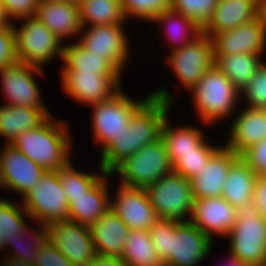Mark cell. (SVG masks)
Wrapping results in <instances>:
<instances>
[{
	"mask_svg": "<svg viewBox=\"0 0 266 266\" xmlns=\"http://www.w3.org/2000/svg\"><path fill=\"white\" fill-rule=\"evenodd\" d=\"M120 258L126 266H164L147 230H130Z\"/></svg>",
	"mask_w": 266,
	"mask_h": 266,
	"instance_id": "f546056e",
	"label": "cell"
},
{
	"mask_svg": "<svg viewBox=\"0 0 266 266\" xmlns=\"http://www.w3.org/2000/svg\"><path fill=\"white\" fill-rule=\"evenodd\" d=\"M232 124L228 149L241 156L246 150L266 139V110L246 108Z\"/></svg>",
	"mask_w": 266,
	"mask_h": 266,
	"instance_id": "7402d4cb",
	"label": "cell"
},
{
	"mask_svg": "<svg viewBox=\"0 0 266 266\" xmlns=\"http://www.w3.org/2000/svg\"><path fill=\"white\" fill-rule=\"evenodd\" d=\"M171 53L167 59L178 79L188 90L198 83L215 60L212 38L204 33Z\"/></svg>",
	"mask_w": 266,
	"mask_h": 266,
	"instance_id": "8fae6325",
	"label": "cell"
},
{
	"mask_svg": "<svg viewBox=\"0 0 266 266\" xmlns=\"http://www.w3.org/2000/svg\"><path fill=\"white\" fill-rule=\"evenodd\" d=\"M219 0H171L170 9L203 28L211 19Z\"/></svg>",
	"mask_w": 266,
	"mask_h": 266,
	"instance_id": "8d00e7d4",
	"label": "cell"
},
{
	"mask_svg": "<svg viewBox=\"0 0 266 266\" xmlns=\"http://www.w3.org/2000/svg\"><path fill=\"white\" fill-rule=\"evenodd\" d=\"M203 138L197 128L184 126L175 129L170 127L167 118L164 120L161 139L165 143L171 164L177 159V154L196 152V147L204 141Z\"/></svg>",
	"mask_w": 266,
	"mask_h": 266,
	"instance_id": "1f68e13d",
	"label": "cell"
},
{
	"mask_svg": "<svg viewBox=\"0 0 266 266\" xmlns=\"http://www.w3.org/2000/svg\"><path fill=\"white\" fill-rule=\"evenodd\" d=\"M9 20L5 7L0 0V27H13V23Z\"/></svg>",
	"mask_w": 266,
	"mask_h": 266,
	"instance_id": "c3c4849f",
	"label": "cell"
},
{
	"mask_svg": "<svg viewBox=\"0 0 266 266\" xmlns=\"http://www.w3.org/2000/svg\"><path fill=\"white\" fill-rule=\"evenodd\" d=\"M214 54L262 55L266 47V27L256 17L229 31L213 34Z\"/></svg>",
	"mask_w": 266,
	"mask_h": 266,
	"instance_id": "2e32d148",
	"label": "cell"
},
{
	"mask_svg": "<svg viewBox=\"0 0 266 266\" xmlns=\"http://www.w3.org/2000/svg\"><path fill=\"white\" fill-rule=\"evenodd\" d=\"M232 150L221 147L197 175L190 179L194 199L222 196L231 165L239 158Z\"/></svg>",
	"mask_w": 266,
	"mask_h": 266,
	"instance_id": "d6986e66",
	"label": "cell"
},
{
	"mask_svg": "<svg viewBox=\"0 0 266 266\" xmlns=\"http://www.w3.org/2000/svg\"><path fill=\"white\" fill-rule=\"evenodd\" d=\"M34 266H72V263L48 239L37 252Z\"/></svg>",
	"mask_w": 266,
	"mask_h": 266,
	"instance_id": "b9f144b4",
	"label": "cell"
},
{
	"mask_svg": "<svg viewBox=\"0 0 266 266\" xmlns=\"http://www.w3.org/2000/svg\"><path fill=\"white\" fill-rule=\"evenodd\" d=\"M2 150L0 186L26 195L38 183L45 170L11 144H5Z\"/></svg>",
	"mask_w": 266,
	"mask_h": 266,
	"instance_id": "9a60e30c",
	"label": "cell"
},
{
	"mask_svg": "<svg viewBox=\"0 0 266 266\" xmlns=\"http://www.w3.org/2000/svg\"><path fill=\"white\" fill-rule=\"evenodd\" d=\"M40 0H1L10 18L35 17Z\"/></svg>",
	"mask_w": 266,
	"mask_h": 266,
	"instance_id": "ee69618b",
	"label": "cell"
},
{
	"mask_svg": "<svg viewBox=\"0 0 266 266\" xmlns=\"http://www.w3.org/2000/svg\"><path fill=\"white\" fill-rule=\"evenodd\" d=\"M33 72L44 74L42 68L20 62L0 69L2 88L8 101L5 105L47 110L40 100V89L33 78Z\"/></svg>",
	"mask_w": 266,
	"mask_h": 266,
	"instance_id": "4fadbf2b",
	"label": "cell"
},
{
	"mask_svg": "<svg viewBox=\"0 0 266 266\" xmlns=\"http://www.w3.org/2000/svg\"><path fill=\"white\" fill-rule=\"evenodd\" d=\"M30 218L44 225L68 220L69 205L57 171H45L37 184L22 197Z\"/></svg>",
	"mask_w": 266,
	"mask_h": 266,
	"instance_id": "ba28073f",
	"label": "cell"
},
{
	"mask_svg": "<svg viewBox=\"0 0 266 266\" xmlns=\"http://www.w3.org/2000/svg\"><path fill=\"white\" fill-rule=\"evenodd\" d=\"M59 179L67 200L84 195L102 176L76 171L69 161L58 171Z\"/></svg>",
	"mask_w": 266,
	"mask_h": 266,
	"instance_id": "d590c367",
	"label": "cell"
},
{
	"mask_svg": "<svg viewBox=\"0 0 266 266\" xmlns=\"http://www.w3.org/2000/svg\"><path fill=\"white\" fill-rule=\"evenodd\" d=\"M23 212L29 217L24 207L19 209L14 202L0 199V250L6 248V241L22 237L21 232L26 224Z\"/></svg>",
	"mask_w": 266,
	"mask_h": 266,
	"instance_id": "836d02e7",
	"label": "cell"
},
{
	"mask_svg": "<svg viewBox=\"0 0 266 266\" xmlns=\"http://www.w3.org/2000/svg\"><path fill=\"white\" fill-rule=\"evenodd\" d=\"M48 239L72 263V266H89L97 256L90 228L63 220L47 224Z\"/></svg>",
	"mask_w": 266,
	"mask_h": 266,
	"instance_id": "7c38bea8",
	"label": "cell"
},
{
	"mask_svg": "<svg viewBox=\"0 0 266 266\" xmlns=\"http://www.w3.org/2000/svg\"><path fill=\"white\" fill-rule=\"evenodd\" d=\"M121 3L126 19L136 16L152 21L156 15L170 10L171 0H121Z\"/></svg>",
	"mask_w": 266,
	"mask_h": 266,
	"instance_id": "f35d334b",
	"label": "cell"
},
{
	"mask_svg": "<svg viewBox=\"0 0 266 266\" xmlns=\"http://www.w3.org/2000/svg\"><path fill=\"white\" fill-rule=\"evenodd\" d=\"M153 20H154V22H161V23L165 22L166 24L170 22L169 23L170 26L168 25V27H170L168 30L169 32L167 31V33L169 34L168 38H170L171 41L176 40V39H177L176 40L177 42L179 41L178 42L179 45H177V47H174V49L172 51L180 49L181 47L185 46L187 43L193 41L197 36H199L200 33H202V28H200L193 20L183 16L182 14L176 13L171 9L167 10V11H163L161 14L156 15L152 19V21ZM175 20H176V22H175ZM172 21H174V22L172 23ZM176 28H178V29L176 30ZM166 30H167V28H166ZM188 33H190V34H188Z\"/></svg>",
	"mask_w": 266,
	"mask_h": 266,
	"instance_id": "d6a6232c",
	"label": "cell"
},
{
	"mask_svg": "<svg viewBox=\"0 0 266 266\" xmlns=\"http://www.w3.org/2000/svg\"><path fill=\"white\" fill-rule=\"evenodd\" d=\"M107 184L105 177H101L84 195L69 197L68 220L88 227L93 225L111 207Z\"/></svg>",
	"mask_w": 266,
	"mask_h": 266,
	"instance_id": "cb8c5ba5",
	"label": "cell"
},
{
	"mask_svg": "<svg viewBox=\"0 0 266 266\" xmlns=\"http://www.w3.org/2000/svg\"><path fill=\"white\" fill-rule=\"evenodd\" d=\"M7 260V261H5ZM4 260V264L2 266H34L32 264H29L26 261H22L20 259H14V258H7ZM6 262V263H5Z\"/></svg>",
	"mask_w": 266,
	"mask_h": 266,
	"instance_id": "681fc988",
	"label": "cell"
},
{
	"mask_svg": "<svg viewBox=\"0 0 266 266\" xmlns=\"http://www.w3.org/2000/svg\"><path fill=\"white\" fill-rule=\"evenodd\" d=\"M149 232L164 266H195L211 250L212 238L190 220L177 222L158 219Z\"/></svg>",
	"mask_w": 266,
	"mask_h": 266,
	"instance_id": "7a4b0ae2",
	"label": "cell"
},
{
	"mask_svg": "<svg viewBox=\"0 0 266 266\" xmlns=\"http://www.w3.org/2000/svg\"><path fill=\"white\" fill-rule=\"evenodd\" d=\"M111 209L127 224L130 230H147L158 220L149 202L145 188L121 185Z\"/></svg>",
	"mask_w": 266,
	"mask_h": 266,
	"instance_id": "e0dca14e",
	"label": "cell"
},
{
	"mask_svg": "<svg viewBox=\"0 0 266 266\" xmlns=\"http://www.w3.org/2000/svg\"><path fill=\"white\" fill-rule=\"evenodd\" d=\"M235 212L237 220L228 235L230 255L248 266H266V219L253 199Z\"/></svg>",
	"mask_w": 266,
	"mask_h": 266,
	"instance_id": "277c9868",
	"label": "cell"
},
{
	"mask_svg": "<svg viewBox=\"0 0 266 266\" xmlns=\"http://www.w3.org/2000/svg\"><path fill=\"white\" fill-rule=\"evenodd\" d=\"M257 18L266 27V0H257Z\"/></svg>",
	"mask_w": 266,
	"mask_h": 266,
	"instance_id": "7dc6e473",
	"label": "cell"
},
{
	"mask_svg": "<svg viewBox=\"0 0 266 266\" xmlns=\"http://www.w3.org/2000/svg\"><path fill=\"white\" fill-rule=\"evenodd\" d=\"M256 54H214V64L241 91L263 63Z\"/></svg>",
	"mask_w": 266,
	"mask_h": 266,
	"instance_id": "f1b7e54d",
	"label": "cell"
},
{
	"mask_svg": "<svg viewBox=\"0 0 266 266\" xmlns=\"http://www.w3.org/2000/svg\"><path fill=\"white\" fill-rule=\"evenodd\" d=\"M26 226L27 225L25 224L23 229H22V232H21L22 237H17L11 241H6V249L9 248L11 245H13V246L14 245L15 246L20 245L21 244L20 241H22V243L24 242L22 239H24L28 235V232H27L28 230H27ZM40 227L41 228L38 231L31 230L32 232H30V235L32 233L31 236L29 235V237L32 238V239H30L32 241V244L30 246L26 245L27 247L25 246V248H22L23 246L16 247V251L13 253L14 255H12L11 258L20 259L22 261H26L29 264L34 265V262L37 259V252H39L41 250V247L43 246V244L48 240L47 225H44V224L41 225L40 224ZM7 246H9V247H7Z\"/></svg>",
	"mask_w": 266,
	"mask_h": 266,
	"instance_id": "74e56055",
	"label": "cell"
},
{
	"mask_svg": "<svg viewBox=\"0 0 266 266\" xmlns=\"http://www.w3.org/2000/svg\"><path fill=\"white\" fill-rule=\"evenodd\" d=\"M253 200L260 214L266 219V176H257L254 185Z\"/></svg>",
	"mask_w": 266,
	"mask_h": 266,
	"instance_id": "f6af8a7d",
	"label": "cell"
},
{
	"mask_svg": "<svg viewBox=\"0 0 266 266\" xmlns=\"http://www.w3.org/2000/svg\"><path fill=\"white\" fill-rule=\"evenodd\" d=\"M61 78L69 96L89 105L108 100L120 90V76L62 73Z\"/></svg>",
	"mask_w": 266,
	"mask_h": 266,
	"instance_id": "ac0fdd59",
	"label": "cell"
},
{
	"mask_svg": "<svg viewBox=\"0 0 266 266\" xmlns=\"http://www.w3.org/2000/svg\"><path fill=\"white\" fill-rule=\"evenodd\" d=\"M52 117L38 128L23 131L11 143L45 171H58L70 161L72 138L66 132V124L53 122Z\"/></svg>",
	"mask_w": 266,
	"mask_h": 266,
	"instance_id": "3957f363",
	"label": "cell"
},
{
	"mask_svg": "<svg viewBox=\"0 0 266 266\" xmlns=\"http://www.w3.org/2000/svg\"><path fill=\"white\" fill-rule=\"evenodd\" d=\"M257 17V0H219L211 19L202 33L213 34L229 31Z\"/></svg>",
	"mask_w": 266,
	"mask_h": 266,
	"instance_id": "d4e9b609",
	"label": "cell"
},
{
	"mask_svg": "<svg viewBox=\"0 0 266 266\" xmlns=\"http://www.w3.org/2000/svg\"><path fill=\"white\" fill-rule=\"evenodd\" d=\"M35 17L61 41L83 31L76 4L40 0Z\"/></svg>",
	"mask_w": 266,
	"mask_h": 266,
	"instance_id": "603a6c76",
	"label": "cell"
},
{
	"mask_svg": "<svg viewBox=\"0 0 266 266\" xmlns=\"http://www.w3.org/2000/svg\"><path fill=\"white\" fill-rule=\"evenodd\" d=\"M241 158L257 176H266V139L246 150Z\"/></svg>",
	"mask_w": 266,
	"mask_h": 266,
	"instance_id": "7bdbcfd3",
	"label": "cell"
},
{
	"mask_svg": "<svg viewBox=\"0 0 266 266\" xmlns=\"http://www.w3.org/2000/svg\"><path fill=\"white\" fill-rule=\"evenodd\" d=\"M173 171L165 143L161 137L121 162L110 174L121 175L122 184L132 188H146Z\"/></svg>",
	"mask_w": 266,
	"mask_h": 266,
	"instance_id": "8992f818",
	"label": "cell"
},
{
	"mask_svg": "<svg viewBox=\"0 0 266 266\" xmlns=\"http://www.w3.org/2000/svg\"><path fill=\"white\" fill-rule=\"evenodd\" d=\"M89 266H126L120 257L97 255Z\"/></svg>",
	"mask_w": 266,
	"mask_h": 266,
	"instance_id": "bcb514c9",
	"label": "cell"
},
{
	"mask_svg": "<svg viewBox=\"0 0 266 266\" xmlns=\"http://www.w3.org/2000/svg\"><path fill=\"white\" fill-rule=\"evenodd\" d=\"M89 228L97 255L121 257L130 229L111 208Z\"/></svg>",
	"mask_w": 266,
	"mask_h": 266,
	"instance_id": "44dd1931",
	"label": "cell"
},
{
	"mask_svg": "<svg viewBox=\"0 0 266 266\" xmlns=\"http://www.w3.org/2000/svg\"><path fill=\"white\" fill-rule=\"evenodd\" d=\"M256 178V173L240 156L230 167L222 197L235 209L242 207L253 199Z\"/></svg>",
	"mask_w": 266,
	"mask_h": 266,
	"instance_id": "83f0119b",
	"label": "cell"
},
{
	"mask_svg": "<svg viewBox=\"0 0 266 266\" xmlns=\"http://www.w3.org/2000/svg\"><path fill=\"white\" fill-rule=\"evenodd\" d=\"M236 220L235 208L222 196L194 200L190 221L210 238L213 233L228 236Z\"/></svg>",
	"mask_w": 266,
	"mask_h": 266,
	"instance_id": "ffe728a7",
	"label": "cell"
},
{
	"mask_svg": "<svg viewBox=\"0 0 266 266\" xmlns=\"http://www.w3.org/2000/svg\"><path fill=\"white\" fill-rule=\"evenodd\" d=\"M244 93L248 106L250 108L266 110V64L262 63L255 74L244 89L240 91Z\"/></svg>",
	"mask_w": 266,
	"mask_h": 266,
	"instance_id": "ab89813d",
	"label": "cell"
},
{
	"mask_svg": "<svg viewBox=\"0 0 266 266\" xmlns=\"http://www.w3.org/2000/svg\"><path fill=\"white\" fill-rule=\"evenodd\" d=\"M158 219L177 222L192 216L194 196L190 180L172 171L145 188ZM184 219V220H183Z\"/></svg>",
	"mask_w": 266,
	"mask_h": 266,
	"instance_id": "52a82bcc",
	"label": "cell"
},
{
	"mask_svg": "<svg viewBox=\"0 0 266 266\" xmlns=\"http://www.w3.org/2000/svg\"><path fill=\"white\" fill-rule=\"evenodd\" d=\"M79 18L82 29L90 26L122 24L126 20L121 0H80Z\"/></svg>",
	"mask_w": 266,
	"mask_h": 266,
	"instance_id": "4dcf8cb0",
	"label": "cell"
},
{
	"mask_svg": "<svg viewBox=\"0 0 266 266\" xmlns=\"http://www.w3.org/2000/svg\"><path fill=\"white\" fill-rule=\"evenodd\" d=\"M231 258H229V266H248L246 264H243L242 261L238 260L237 258H235L233 255H230Z\"/></svg>",
	"mask_w": 266,
	"mask_h": 266,
	"instance_id": "f907efd6",
	"label": "cell"
},
{
	"mask_svg": "<svg viewBox=\"0 0 266 266\" xmlns=\"http://www.w3.org/2000/svg\"><path fill=\"white\" fill-rule=\"evenodd\" d=\"M77 43L91 54L103 55L120 73L129 52L121 24L89 26Z\"/></svg>",
	"mask_w": 266,
	"mask_h": 266,
	"instance_id": "5bb4252c",
	"label": "cell"
},
{
	"mask_svg": "<svg viewBox=\"0 0 266 266\" xmlns=\"http://www.w3.org/2000/svg\"><path fill=\"white\" fill-rule=\"evenodd\" d=\"M151 97L142 101H133L122 91L110 99L93 104V133L95 140L101 142L103 151L125 128H128L133 114Z\"/></svg>",
	"mask_w": 266,
	"mask_h": 266,
	"instance_id": "30bf717a",
	"label": "cell"
},
{
	"mask_svg": "<svg viewBox=\"0 0 266 266\" xmlns=\"http://www.w3.org/2000/svg\"><path fill=\"white\" fill-rule=\"evenodd\" d=\"M26 19L20 29L13 24L18 62L42 68L57 54L63 59L62 41L36 17Z\"/></svg>",
	"mask_w": 266,
	"mask_h": 266,
	"instance_id": "9c48e42d",
	"label": "cell"
},
{
	"mask_svg": "<svg viewBox=\"0 0 266 266\" xmlns=\"http://www.w3.org/2000/svg\"><path fill=\"white\" fill-rule=\"evenodd\" d=\"M195 107L204 123L229 116L240 91L231 80L213 64L191 89Z\"/></svg>",
	"mask_w": 266,
	"mask_h": 266,
	"instance_id": "5b68a950",
	"label": "cell"
},
{
	"mask_svg": "<svg viewBox=\"0 0 266 266\" xmlns=\"http://www.w3.org/2000/svg\"><path fill=\"white\" fill-rule=\"evenodd\" d=\"M62 73L100 74L120 76L121 73L103 55L91 54L78 43L63 48Z\"/></svg>",
	"mask_w": 266,
	"mask_h": 266,
	"instance_id": "4316f807",
	"label": "cell"
},
{
	"mask_svg": "<svg viewBox=\"0 0 266 266\" xmlns=\"http://www.w3.org/2000/svg\"><path fill=\"white\" fill-rule=\"evenodd\" d=\"M18 63L13 27H0V69Z\"/></svg>",
	"mask_w": 266,
	"mask_h": 266,
	"instance_id": "60d3db41",
	"label": "cell"
},
{
	"mask_svg": "<svg viewBox=\"0 0 266 266\" xmlns=\"http://www.w3.org/2000/svg\"><path fill=\"white\" fill-rule=\"evenodd\" d=\"M49 1H60V2H65V3H72L76 5H79L80 3V0H49Z\"/></svg>",
	"mask_w": 266,
	"mask_h": 266,
	"instance_id": "816d5d0a",
	"label": "cell"
},
{
	"mask_svg": "<svg viewBox=\"0 0 266 266\" xmlns=\"http://www.w3.org/2000/svg\"><path fill=\"white\" fill-rule=\"evenodd\" d=\"M150 95L151 97L133 114L128 128L114 137L101 151L100 170L104 176H109L126 158L161 137L162 126L168 118V108L173 96L164 88Z\"/></svg>",
	"mask_w": 266,
	"mask_h": 266,
	"instance_id": "6da1fadb",
	"label": "cell"
},
{
	"mask_svg": "<svg viewBox=\"0 0 266 266\" xmlns=\"http://www.w3.org/2000/svg\"><path fill=\"white\" fill-rule=\"evenodd\" d=\"M220 148L221 147H212V145H208L204 140L198 147H196V152L177 154V159L172 163L173 171L190 180L197 175V171H200L206 166L209 159Z\"/></svg>",
	"mask_w": 266,
	"mask_h": 266,
	"instance_id": "e575fe53",
	"label": "cell"
},
{
	"mask_svg": "<svg viewBox=\"0 0 266 266\" xmlns=\"http://www.w3.org/2000/svg\"><path fill=\"white\" fill-rule=\"evenodd\" d=\"M50 116L48 110L3 104L0 106V135L7 137L6 144H11L23 131L38 128Z\"/></svg>",
	"mask_w": 266,
	"mask_h": 266,
	"instance_id": "484cf974",
	"label": "cell"
}]
</instances>
